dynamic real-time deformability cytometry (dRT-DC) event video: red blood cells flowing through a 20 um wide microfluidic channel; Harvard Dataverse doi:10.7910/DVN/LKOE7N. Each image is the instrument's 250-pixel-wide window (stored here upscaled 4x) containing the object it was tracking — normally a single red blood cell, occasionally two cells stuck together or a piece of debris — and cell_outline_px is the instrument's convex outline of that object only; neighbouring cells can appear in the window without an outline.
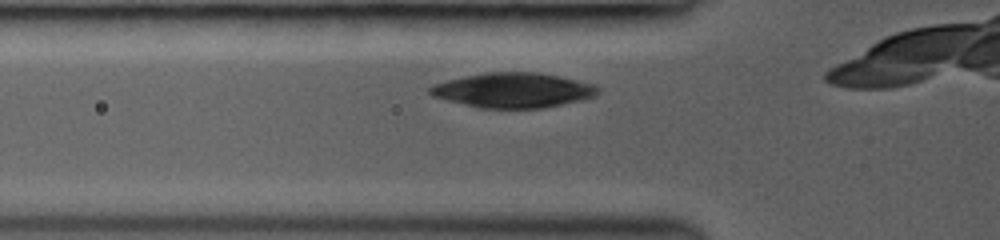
{"species": "common noctule bat (a hibernating species)", "species_latin": "Nyctalus noctula", "temperature_condition": "room temperature", "stored_images_in_passage": 8, "camera_frame_rate_fps": 3000, "um_per_image_px": 0.085, "animal": {"sex": "female", "body_mass_g": 19.0, "forearm_length_mm": 53.3}, "frame": {"image": 1, "passage_image": 4, "time_ms": 1.0, "image_size_px": [1000, 240], "cell_outline_px": [[600, 92], [596, 96], [580, 100], [544, 108], [480, 108], [432, 96], [428, 92], [428, 88], [432, 84], [464, 76], [484, 72], [540, 72], [560, 76], [596, 84], [600, 88]], "centroid_in_image_um": [43.65, 7.66], "position_along_channel_um": 82.2, "area_um2": 34.33}}
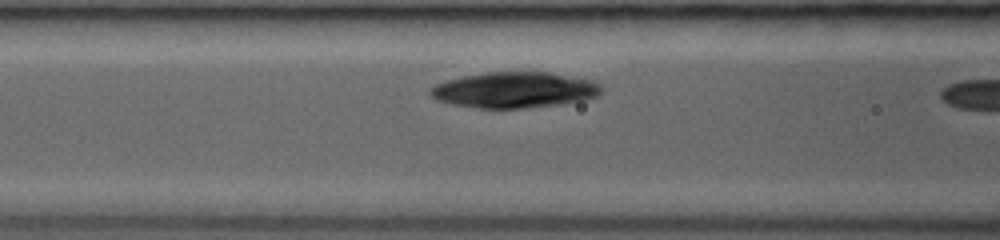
{"frame": {"image": 2, "passage_image": 6, "time_ms": 2.0, "image_size_px": [1000, 240], "cell_outline_px": [[600, 92], [596, 96], [584, 100], [560, 104], [524, 108], [476, 108], [452, 104], [436, 100], [428, 92], [428, 88], [436, 84], [448, 80], [464, 76], [488, 72], [548, 72], [592, 80], [600, 84]], "centroid_in_image_um": [43.69, 7.65], "position_along_channel_um": 122.9, "area_um2": 35.6}}